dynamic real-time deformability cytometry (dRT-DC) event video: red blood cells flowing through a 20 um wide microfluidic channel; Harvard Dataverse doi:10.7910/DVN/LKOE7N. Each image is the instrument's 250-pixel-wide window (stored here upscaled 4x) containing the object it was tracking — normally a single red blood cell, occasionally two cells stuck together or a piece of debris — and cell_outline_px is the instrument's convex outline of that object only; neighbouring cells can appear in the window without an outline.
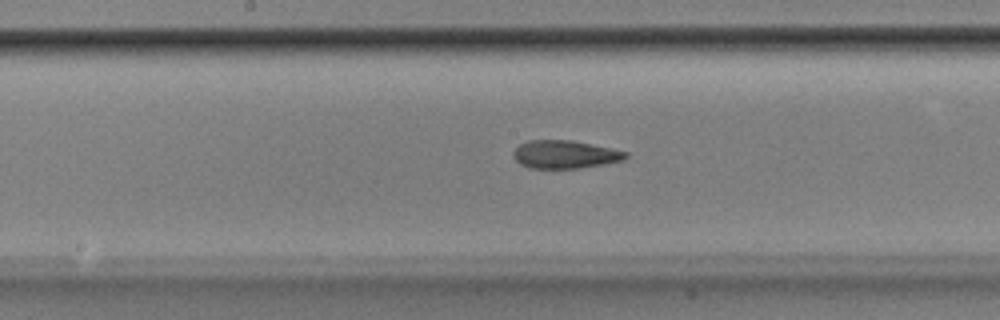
{"species": "Egyptian fruit bat (a non-hibernating species)", "species_latin": "Rousettus aegyptiacus", "temperature_condition": "room temperature", "stored_images_in_passage": 41, "camera_frame_rate_fps": 3000, "um_per_image_px": 0.085, "animal": {"sex": "male"}, "frame": {"image": 1, "passage_image": 16, "time_ms": 5.0, "image_size_px": [1000, 320], "cell_outline_px": [[628, 156], [624, 160], [604, 164], [580, 168], [528, 168], [520, 164], [512, 156], [512, 152], [520, 144], [528, 140], [572, 140], [612, 148], [628, 152]], "centroid_in_image_um": [48.02, 13.12], "position_along_channel_um": 200.2, "area_um2": 18.5}}
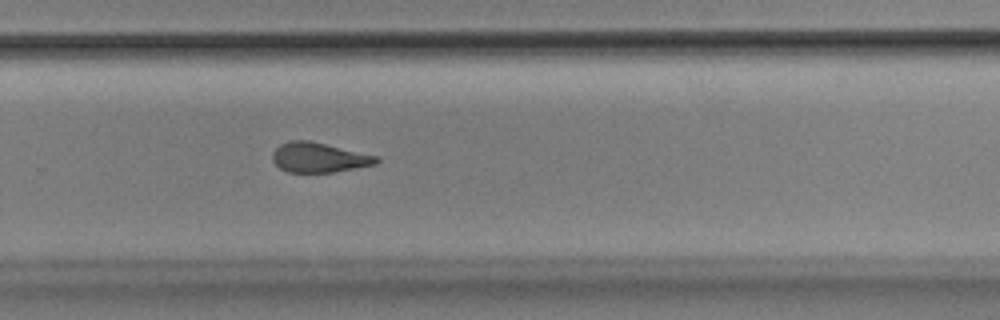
{"frame": {"image": 2, "passage_image": 24, "time_ms": 7.667, "image_size_px": [1000, 320], "cell_outline_px": [[380, 160], [376, 164], [332, 172], [288, 172], [280, 168], [272, 160], [272, 152], [280, 144], [292, 140], [308, 140], [380, 156]], "centroid_in_image_um": [27.12, 13.38], "position_along_channel_um": 302.7, "area_um2": 18.03}}
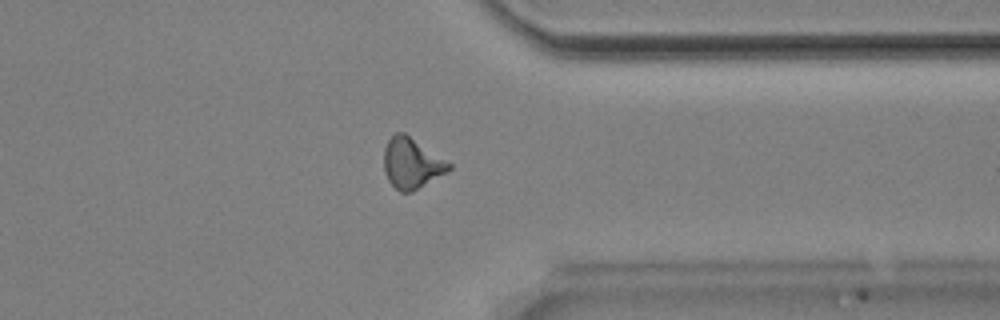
{"frame": {"image": 3, "passage_image": 30, "time_ms": 9.667, "image_size_px": [1000, 320], "cell_outline_px": [[452, 168], [448, 172], [412, 192], [400, 192], [388, 180], [384, 172], [384, 148], [388, 140], [396, 132], [404, 132], [452, 164]], "centroid_in_image_um": [34.99, 13.88], "position_along_channel_um": 376.4, "area_um2": 19.13}, "authors_computed_cell_mechanics": {"area_um2": 18.6694, "velocity_mm_per_s": 3.873, "shape_relaxation_time_tau1_ms": 5.2878, "shape_relaxation_time_tau2_ms": 2.2444, "deformation_change_tau1": 0.1701, "deformation_change_tau2": 0.1044}}